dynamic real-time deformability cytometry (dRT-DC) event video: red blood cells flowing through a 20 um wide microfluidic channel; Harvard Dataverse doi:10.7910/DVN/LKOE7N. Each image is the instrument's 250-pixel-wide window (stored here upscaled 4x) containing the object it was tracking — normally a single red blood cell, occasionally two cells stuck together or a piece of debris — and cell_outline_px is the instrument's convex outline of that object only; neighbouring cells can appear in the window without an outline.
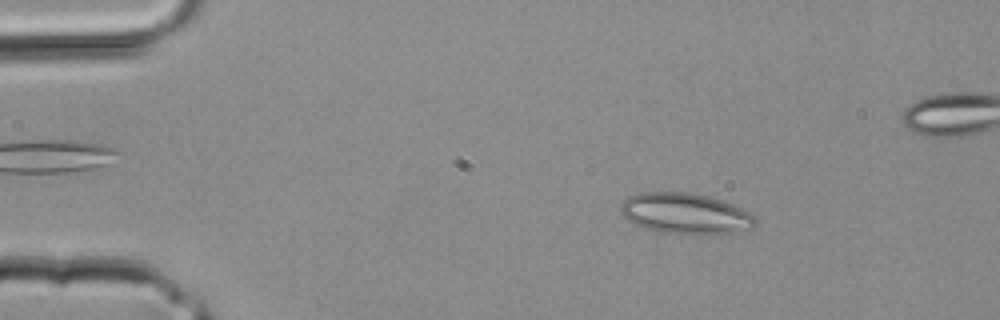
{"species": "common noctule bat (a hibernating species)", "species_latin": "Nyctalus noctula", "temperature_condition": "room temperature", "stored_images_in_passage": 3, "camera_frame_rate_fps": 3000, "um_per_image_px": 0.085, "animal": {"sex": "male", "body_mass_g": 20.4}, "frame": {"image": 1, "passage_image": 1, "time_ms": 0.0, "image_size_px": [1000, 320], "cell_outline_px": [[756, 224], [752, 228], [732, 232], [708, 236], [656, 232], [644, 228], [628, 220], [620, 212], [620, 204], [628, 196], [640, 192], [688, 192], [708, 196], [732, 204], [756, 216]], "centroid_in_image_um": [58.24, 18.17], "position_along_channel_um": 26.8, "area_um2": 32.48}}